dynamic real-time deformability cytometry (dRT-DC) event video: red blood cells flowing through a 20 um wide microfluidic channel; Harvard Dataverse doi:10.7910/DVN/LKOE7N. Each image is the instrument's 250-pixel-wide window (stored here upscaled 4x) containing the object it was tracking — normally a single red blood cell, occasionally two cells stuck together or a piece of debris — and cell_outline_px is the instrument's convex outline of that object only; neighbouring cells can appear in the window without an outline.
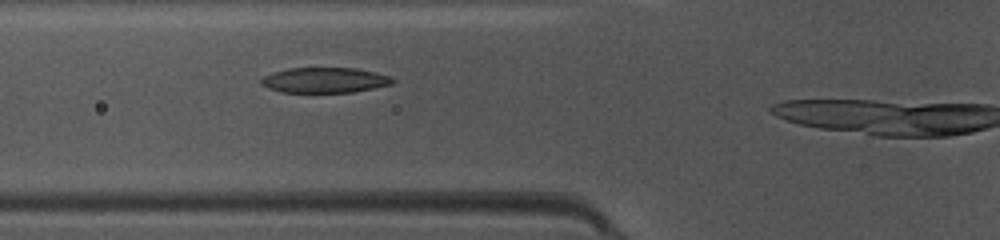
{"species": "common noctule bat (a hibernating species)", "species_latin": "Nyctalus noctula", "temperature_condition": "warm", "stored_images_in_passage": 7, "camera_frame_rate_fps": 3000, "um_per_image_px": 0.085, "animal": {"sex": "female", "body_mass_g": 10.0, "forearm_length_mm": 53.1}, "frame": {"image": 1, "passage_image": 6, "time_ms": 1.667, "image_size_px": [1000, 240], "cell_outline_px": [[396, 80], [392, 84], [376, 88], [352, 92], [280, 92], [268, 88], [260, 84], [260, 80], [264, 76], [272, 72], [288, 68], [356, 68], [392, 76]], "centroid_in_image_um": [27.61, 6.81], "position_along_channel_um": 98.2, "area_um2": 19.54}}